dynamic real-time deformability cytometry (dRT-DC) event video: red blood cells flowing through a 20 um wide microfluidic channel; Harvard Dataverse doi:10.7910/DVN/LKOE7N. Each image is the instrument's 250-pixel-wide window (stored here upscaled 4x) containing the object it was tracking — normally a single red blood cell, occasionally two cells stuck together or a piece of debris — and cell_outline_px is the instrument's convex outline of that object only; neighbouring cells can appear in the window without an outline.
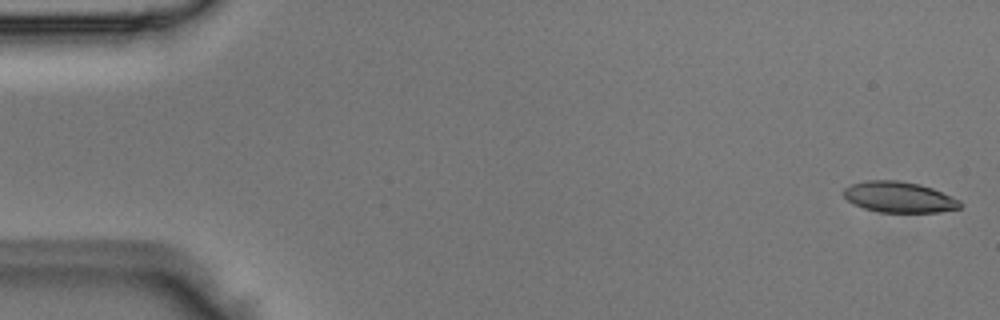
{"species": "Egyptian fruit bat (a non-hibernating species)", "species_latin": "Rousettus aegyptiacus", "temperature_condition": "room temperature", "stored_images_in_passage": 50, "camera_frame_rate_fps": 3000, "um_per_image_px": 0.085, "animal": {"sex": "male"}, "frame": {"image": 1, "passage_image": 1, "time_ms": 0.0, "image_size_px": [1000, 320], "cell_outline_px": [[964, 204], [960, 208], [940, 212], [880, 212], [864, 208], [848, 200], [844, 196], [844, 188], [852, 184], [868, 180], [900, 180], [920, 184], [932, 188], [960, 200]], "centroid_in_image_um": [76.46, 16.75], "position_along_channel_um": 8.5, "area_um2": 20.87}}
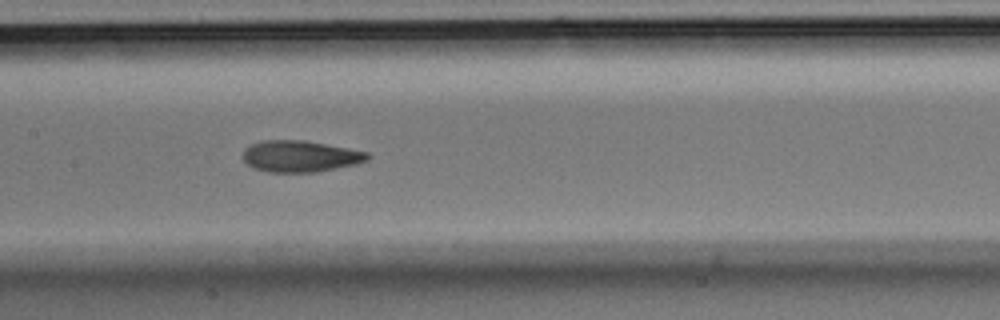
{"frame": {"image": 2, "passage_image": 24, "time_ms": 7.667, "image_size_px": [1000, 320], "cell_outline_px": [[368, 160], [356, 164], [316, 172], [268, 172], [252, 168], [244, 160], [244, 148], [252, 144], [264, 140], [304, 140], [348, 148], [368, 152]], "centroid_in_image_um": [25.51, 13.28], "position_along_channel_um": 181.9, "area_um2": 22.72}}
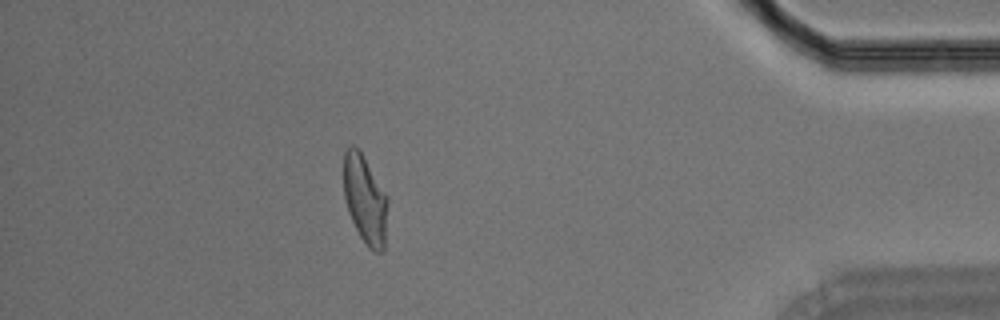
{"frame": {"image": 3, "passage_image": 44, "time_ms": 14.333, "image_size_px": [1000, 320], "cell_outline_px": [[388, 200], [384, 248], [380, 252], [376, 252], [368, 248], [360, 236], [348, 212], [344, 196], [344, 152], [352, 144], [360, 148], [388, 196]], "centroid_in_image_um": [31.04, 16.91], "position_along_channel_um": 404.2, "area_um2": 22.95}}